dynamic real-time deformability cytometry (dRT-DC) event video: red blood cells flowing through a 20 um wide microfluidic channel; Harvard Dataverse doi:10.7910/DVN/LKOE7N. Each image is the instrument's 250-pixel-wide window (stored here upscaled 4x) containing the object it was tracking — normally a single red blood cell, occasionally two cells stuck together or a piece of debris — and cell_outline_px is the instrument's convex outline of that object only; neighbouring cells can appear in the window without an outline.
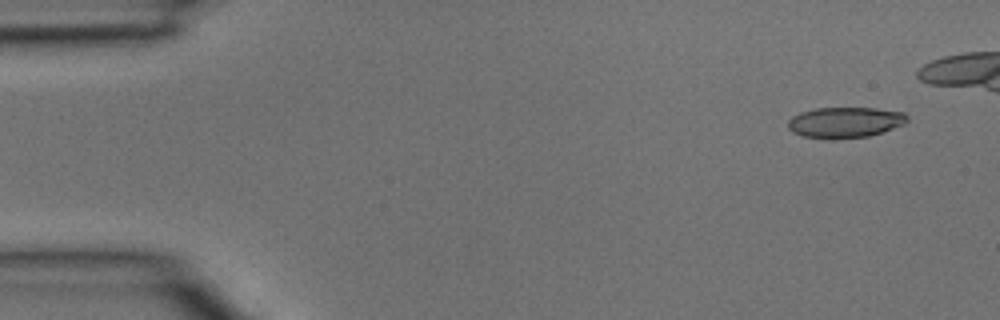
{"species": "common noctule bat (a hibernating species)", "species_latin": "Nyctalus noctula", "temperature_condition": "room temperature", "stored_images_in_passage": 30, "camera_frame_rate_fps": 3000, "um_per_image_px": 0.085, "animal": {"sex": "male", "body_mass_g": 15.6}, "frame": {"image": 1, "passage_image": 1, "time_ms": 0.0, "image_size_px": [1000, 320], "cell_outline_px": [[908, 120], [904, 124], [868, 136], [804, 136], [792, 132], [788, 128], [788, 120], [792, 116], [800, 112], [816, 108], [876, 108], [904, 112], [908, 116]], "centroid_in_image_um": [71.84, 10.34], "position_along_channel_um": 13.2, "area_um2": 20.52}}
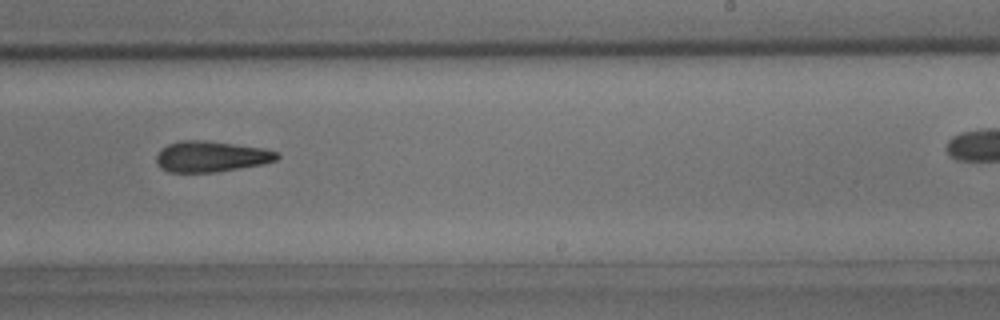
{"frame": {"image": 2, "passage_image": 22, "time_ms": 7.0, "image_size_px": [1000, 320], "cell_outline_px": [[280, 156], [276, 160], [264, 164], [216, 172], [168, 172], [160, 168], [156, 164], [156, 156], [160, 148], [168, 144], [180, 140], [204, 140], [264, 148], [280, 152]], "centroid_in_image_um": [17.93, 13.3], "position_along_channel_um": 271.1, "area_um2": 21.96}}